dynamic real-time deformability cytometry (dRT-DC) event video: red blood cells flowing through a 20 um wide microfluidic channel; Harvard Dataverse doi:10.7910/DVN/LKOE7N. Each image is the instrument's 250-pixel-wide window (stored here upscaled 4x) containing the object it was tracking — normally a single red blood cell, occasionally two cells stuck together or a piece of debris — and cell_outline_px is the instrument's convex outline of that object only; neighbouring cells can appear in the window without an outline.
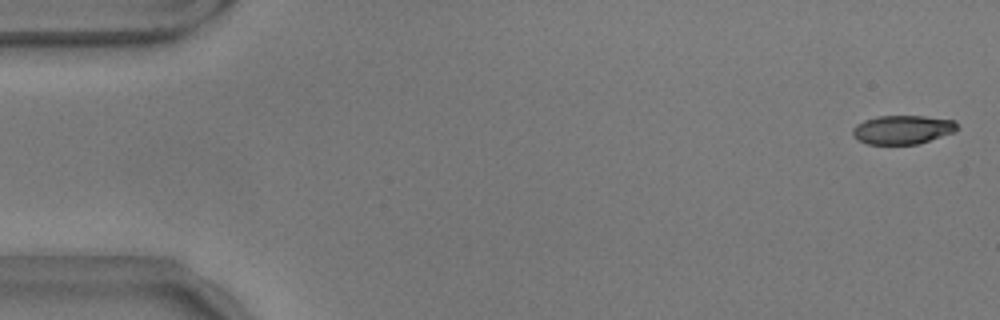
{"species": "common noctule bat (a hibernating species)", "species_latin": "Nyctalus noctula", "temperature_condition": "warm", "stored_images_in_passage": 58, "segment_of_instrument_passage": [1, 2], "camera_frame_rate_fps": 3000, "um_per_image_px": 0.085, "animal": {"sex": "male", "body_mass_g": 17.9}, "frame": {"image": 1, "passage_image": 2, "time_ms": 0.333, "image_size_px": [1000, 320], "cell_outline_px": [[960, 128], [956, 132], [916, 144], [868, 144], [860, 140], [852, 132], [852, 128], [856, 124], [864, 120], [876, 116], [924, 116], [956, 120]], "centroid_in_image_um": [76.77, 11.0], "position_along_channel_um": 8.2, "area_um2": 17.63}}
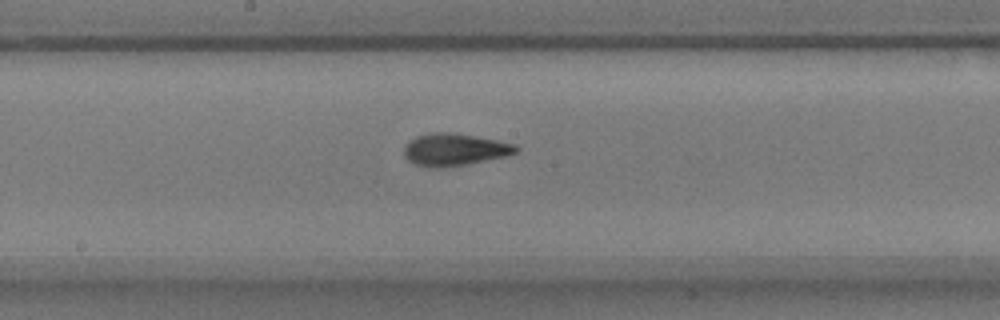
{"frame": {"image": 2, "passage_image": 30, "time_ms": 9.667, "image_size_px": [1000, 320], "cell_outline_px": [[520, 148], [516, 152], [508, 156], [468, 164], [428, 168], [416, 164], [408, 160], [404, 156], [404, 144], [408, 140], [416, 136], [428, 132], [452, 132], [476, 136], [516, 144]], "centroid_in_image_um": [38.62, 12.7], "position_along_channel_um": 209.6, "area_um2": 21.27}}
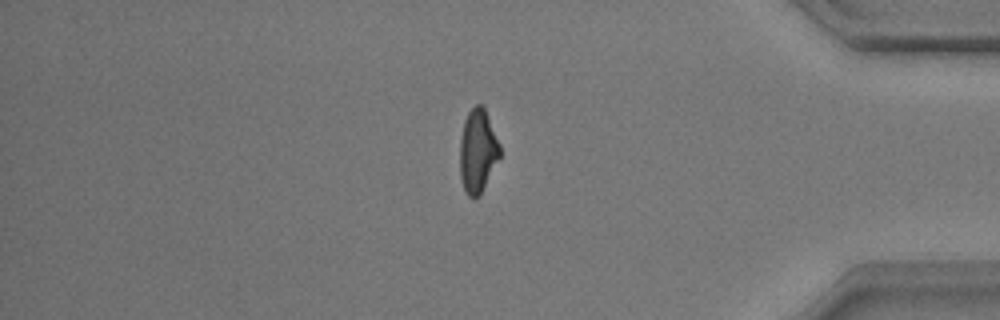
{"frame": {"image": 3, "passage_image": 48, "time_ms": 15.667, "image_size_px": [1000, 320], "cell_outline_px": [[500, 156], [480, 196], [472, 200], [464, 192], [460, 176], [460, 140], [464, 120], [468, 112], [476, 104], [480, 104], [484, 108], [500, 144]], "centroid_in_image_um": [40.59, 12.89], "position_along_channel_um": 394.6, "area_um2": 19.54}}